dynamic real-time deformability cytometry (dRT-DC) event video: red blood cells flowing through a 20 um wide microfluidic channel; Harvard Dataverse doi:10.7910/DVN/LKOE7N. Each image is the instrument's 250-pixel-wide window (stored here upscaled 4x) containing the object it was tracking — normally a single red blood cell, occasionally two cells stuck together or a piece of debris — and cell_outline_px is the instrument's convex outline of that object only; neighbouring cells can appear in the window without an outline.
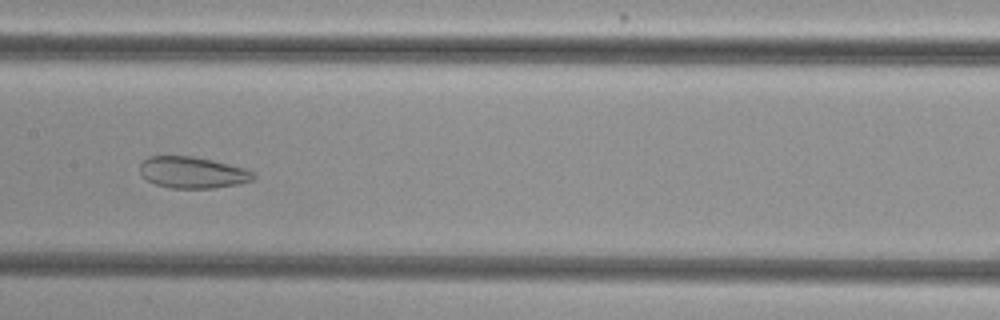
{"species": "common noctule bat (a hibernating species)", "species_latin": "Nyctalus noctula", "temperature_condition": "cold", "stored_images_in_passage": 51, "camera_frame_rate_fps": 3000, "um_per_image_px": 0.085, "animal": {"sex": "female", "body_mass_g": 29.2, "forearm_length_mm": 56.3}, "frame": {"image": 1, "passage_image": 25, "time_ms": 8.0, "image_size_px": [1000, 320], "cell_outline_px": [[256, 176], [252, 180], [236, 184], [212, 188], [168, 188], [156, 184], [148, 180], [140, 172], [140, 164], [148, 156], [192, 156], [212, 160], [244, 168], [252, 172]], "centroid_in_image_um": [16.34, 14.66], "position_along_channel_um": 191.1, "area_um2": 20.58}}
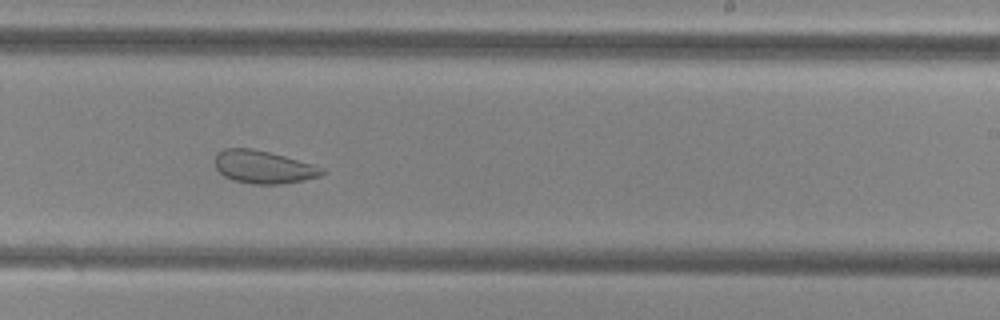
{"frame": {"image": 2, "passage_image": 31, "time_ms": 10.0, "image_size_px": [1000, 320], "cell_outline_px": [[324, 172], [320, 176], [304, 180], [280, 184], [252, 184], [232, 180], [224, 176], [216, 168], [216, 156], [224, 148], [252, 148], [316, 164], [324, 168]], "centroid_in_image_um": [22.42, 14.2], "position_along_channel_um": 266.6, "area_um2": 20.46}}
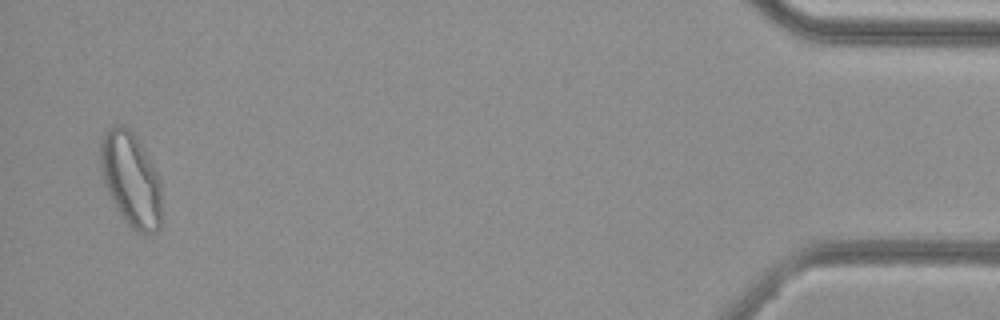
{"frame": {"image": 3, "passage_image": 50, "time_ms": 16.333, "image_size_px": [1000, 320], "cell_outline_px": [[160, 228], [156, 232], [136, 232], [120, 216], [104, 184], [100, 168], [100, 140], [104, 132], [108, 128], [116, 124], [124, 124], [136, 136], [160, 176]], "centroid_in_image_um": [11.1, 15.21], "position_along_channel_um": 424.1, "area_um2": 33.81}, "authors_computed_cell_mechanics": {"area_um2": 28.7844, "velocity_mm_per_s": 3.7854, "shape_relaxation_time_tau1_ms": null, "shape_relaxation_time_tau2_ms": 1.8665, "deformation_change_tau1": null, "deformation_change_tau2": 0.0854}}